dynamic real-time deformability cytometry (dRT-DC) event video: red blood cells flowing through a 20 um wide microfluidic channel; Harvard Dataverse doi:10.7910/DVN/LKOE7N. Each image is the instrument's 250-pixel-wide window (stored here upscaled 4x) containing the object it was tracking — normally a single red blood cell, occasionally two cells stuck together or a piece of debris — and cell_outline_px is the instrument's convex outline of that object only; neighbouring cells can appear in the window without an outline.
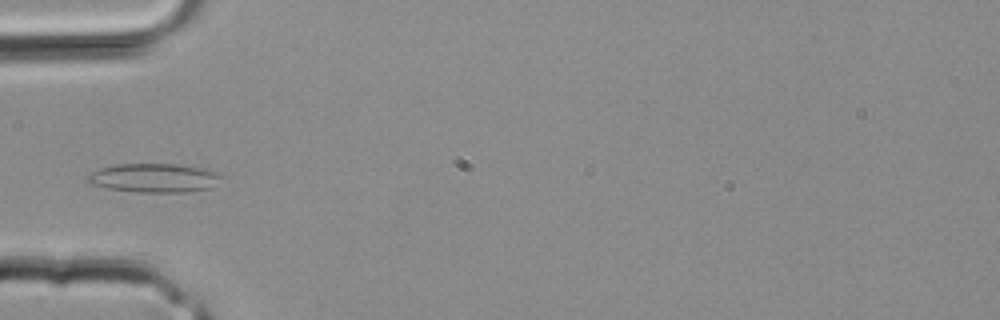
{"species": "common noctule bat (a hibernating species)", "species_latin": "Nyctalus noctula", "temperature_condition": "room temperature", "stored_images_in_passage": 28, "camera_frame_rate_fps": 3000, "um_per_image_px": 0.085, "animal": {"sex": "male", "body_mass_g": 20.4}, "frame": {"image": 1, "passage_image": 5, "time_ms": 1.333, "image_size_px": [1000, 320], "cell_outline_px": [[228, 176], [212, 188], [184, 192], [140, 192], [108, 188], [92, 184], [88, 180], [88, 176], [92, 172], [100, 168], [116, 164], [176, 164], [204, 168]], "centroid_in_image_um": [13.21, 15.12], "position_along_channel_um": 71.8, "area_um2": 22.66}}
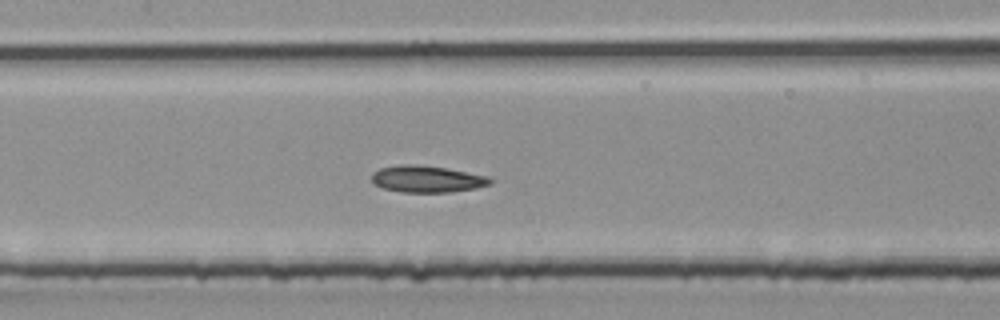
{"frame": {"image": 2, "passage_image": 10, "time_ms": 3.0, "image_size_px": [1000, 320], "cell_outline_px": [[492, 184], [476, 188], [452, 192], [400, 192], [384, 188], [376, 184], [372, 180], [372, 172], [380, 168], [404, 164], [416, 164], [444, 168], [488, 176], [492, 180]], "centroid_in_image_um": [36.3, 15.22], "position_along_channel_um": 171.1, "area_um2": 18.32}}
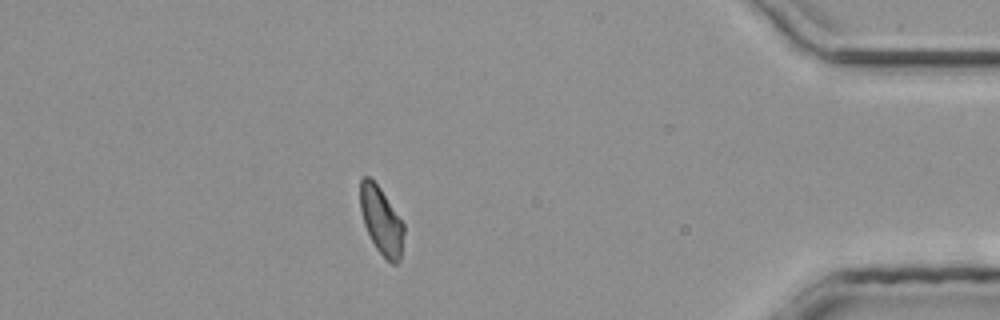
{"frame": {"image": 3, "passage_image": 24, "time_ms": 7.667, "image_size_px": [1000, 320], "cell_outline_px": [[404, 232], [400, 260], [396, 264], [392, 264], [376, 248], [364, 224], [360, 208], [360, 180], [364, 176], [368, 176], [380, 188], [404, 224]], "centroid_in_image_um": [32.41, 18.76], "position_along_channel_um": 402.8, "area_um2": 16.88}}